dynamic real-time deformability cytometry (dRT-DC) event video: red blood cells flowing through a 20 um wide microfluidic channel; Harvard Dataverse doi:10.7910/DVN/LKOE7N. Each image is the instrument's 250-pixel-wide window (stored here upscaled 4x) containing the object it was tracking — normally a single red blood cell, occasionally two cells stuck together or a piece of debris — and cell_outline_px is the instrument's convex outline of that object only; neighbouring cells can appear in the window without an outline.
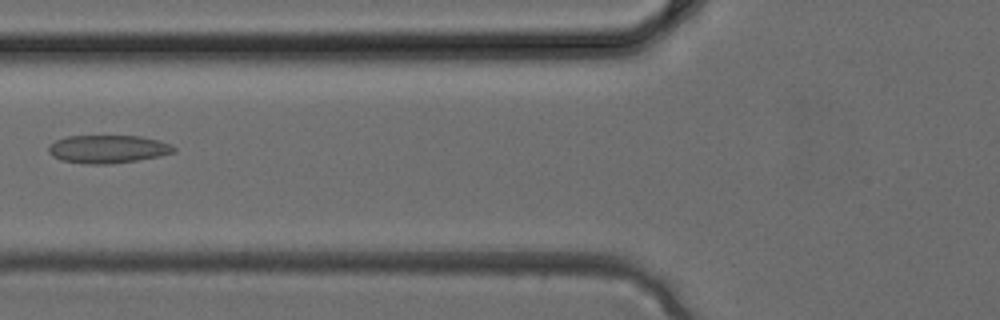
{"species": "common noctule bat (a hibernating species)", "species_latin": "Nyctalus noctula", "temperature_condition": "cold", "stored_images_in_passage": 4, "camera_frame_rate_fps": 3000, "um_per_image_px": 0.085, "animal": {"sex": "female", "body_mass_g": 24.6, "forearm_length_mm": 56.2}, "frame": {"image": 1, "passage_image": 4, "time_ms": 1.0, "image_size_px": [1000, 320], "cell_outline_px": [[176, 152], [160, 156], [112, 164], [84, 164], [60, 160], [52, 156], [48, 152], [48, 144], [56, 140], [68, 136], [140, 136], [160, 140], [172, 144], [176, 148]], "centroid_in_image_um": [9.17, 12.67], "position_along_channel_um": 116.6, "area_um2": 20.75}}